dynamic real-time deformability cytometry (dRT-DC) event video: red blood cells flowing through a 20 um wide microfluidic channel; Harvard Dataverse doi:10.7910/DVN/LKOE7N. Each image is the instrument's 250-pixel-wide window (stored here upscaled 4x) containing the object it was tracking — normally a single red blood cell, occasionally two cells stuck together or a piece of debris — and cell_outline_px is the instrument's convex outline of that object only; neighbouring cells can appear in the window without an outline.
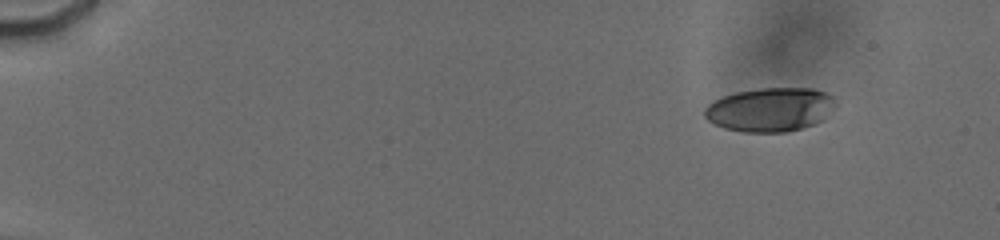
{"species": "human", "species_latin": "Homo sapiens", "temperature_condition": "cold", "stored_images_in_passage": 7, "camera_frame_rate_fps": 3000, "um_per_image_px": 0.085, "donor": {"sex": "male"}, "frame": {"image": 1, "passage_image": 1, "time_ms": 0.0, "image_size_px": [1000, 240], "cell_outline_px": [[836, 104], [820, 120], [812, 124], [788, 132], [744, 132], [724, 128], [708, 120], [704, 116], [704, 108], [708, 104], [724, 96], [736, 92], [760, 88], [812, 88], [824, 92], [832, 96]], "centroid_in_image_um": [65.42, 9.31], "position_along_channel_um": 19.6, "area_um2": 33.12}}